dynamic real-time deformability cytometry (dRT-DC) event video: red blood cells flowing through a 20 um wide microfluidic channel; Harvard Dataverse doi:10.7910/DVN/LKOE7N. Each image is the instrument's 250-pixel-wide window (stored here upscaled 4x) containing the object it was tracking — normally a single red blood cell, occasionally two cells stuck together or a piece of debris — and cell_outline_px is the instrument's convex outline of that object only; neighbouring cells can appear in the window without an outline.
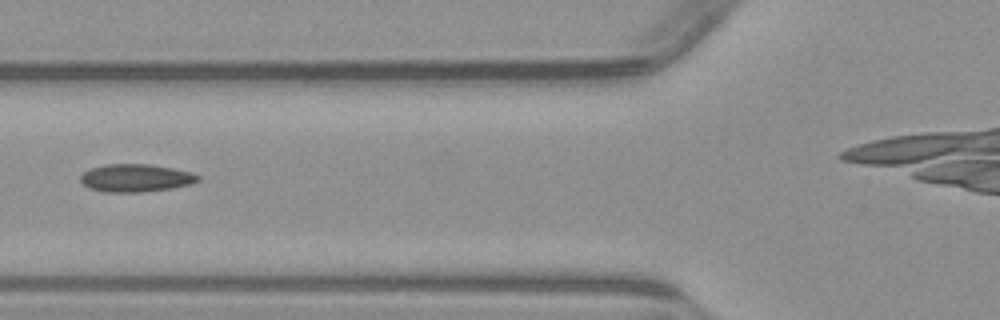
{"species": "common noctule bat (a hibernating species)", "species_latin": "Nyctalus noctula", "temperature_condition": "warm", "stored_images_in_passage": 4, "camera_frame_rate_fps": 3000, "um_per_image_px": 0.085, "animal": {"sex": "male", "body_mass_g": 23.1, "forearm_length_mm": 52.7}, "frame": {"image": 1, "passage_image": 3, "time_ms": 3.333, "image_size_px": [1000, 320], "cell_outline_px": [[200, 180], [192, 184], [172, 188], [140, 192], [104, 192], [88, 188], [80, 180], [80, 176], [84, 172], [92, 168], [104, 164], [152, 164], [192, 172], [200, 176]], "centroid_in_image_um": [11.56, 15.13], "position_along_channel_um": 114.2, "area_um2": 19.13}}
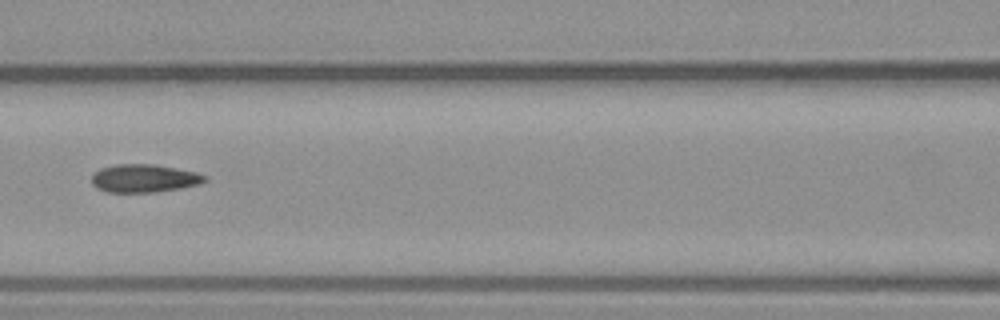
{"frame": {"image": 2, "passage_image": 4, "time_ms": 4.333, "image_size_px": [1000, 320], "cell_outline_px": [[208, 180], [196, 184], [180, 188], [152, 192], [104, 192], [96, 188], [92, 184], [92, 176], [100, 168], [116, 164], [152, 164], [176, 168], [196, 172], [204, 176]], "centroid_in_image_um": [12.19, 15.16], "position_along_channel_um": 154.4, "area_um2": 18.32}}